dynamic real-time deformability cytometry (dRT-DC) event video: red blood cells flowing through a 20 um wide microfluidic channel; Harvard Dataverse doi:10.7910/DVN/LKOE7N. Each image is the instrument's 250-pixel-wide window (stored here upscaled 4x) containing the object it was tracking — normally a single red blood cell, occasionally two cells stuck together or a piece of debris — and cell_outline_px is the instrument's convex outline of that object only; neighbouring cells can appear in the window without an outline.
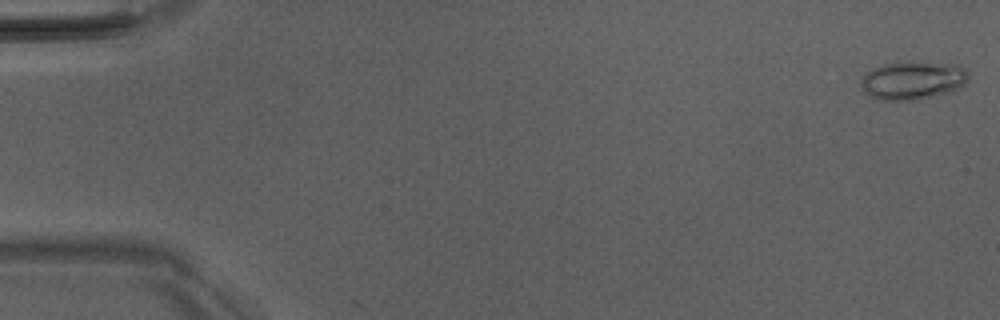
{"species": "Egyptian fruit bat (a non-hibernating species)", "species_latin": "Rousettus aegyptiacus", "temperature_condition": "room temperature", "stored_images_in_passage": 2, "camera_frame_rate_fps": 3000, "um_per_image_px": 0.085, "animal": {"sex": "male"}, "frame": {"image": 1, "passage_image": 1, "time_ms": 0.0, "image_size_px": [1000, 320], "cell_outline_px": [[968, 80], [960, 88], [948, 92], [916, 100], [876, 100], [868, 96], [864, 92], [860, 84], [860, 80], [872, 68], [896, 60], [912, 60], [956, 64], [964, 68], [968, 72]], "centroid_in_image_um": [77.56, 6.8], "position_along_channel_um": 7.4, "area_um2": 24.68}}